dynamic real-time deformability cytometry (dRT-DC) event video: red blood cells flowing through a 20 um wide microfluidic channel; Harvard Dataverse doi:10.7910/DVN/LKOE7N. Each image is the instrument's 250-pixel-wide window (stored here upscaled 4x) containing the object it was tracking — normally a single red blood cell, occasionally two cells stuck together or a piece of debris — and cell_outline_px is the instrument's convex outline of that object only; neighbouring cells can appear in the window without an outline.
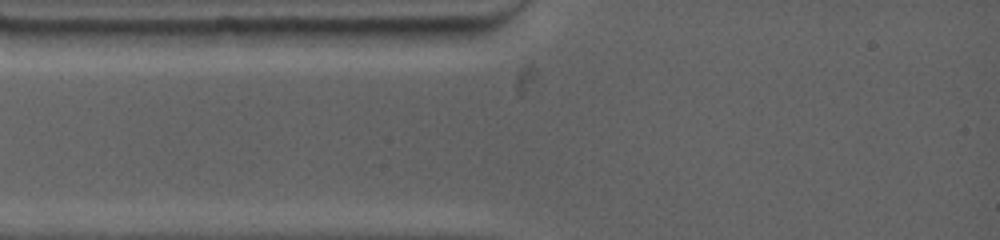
{"species": "common noctule bat (a hibernating species)", "species_latin": "Nyctalus noctula", "temperature_condition": "warm", "stored_images_in_passage": 4, "segment_of_instrument_passage": [1, 2], "camera_frame_rate_fps": 4500, "um_per_image_px": 0.085, "animal": {"sex": "female", "body_mass_g": 19.0, "forearm_length_mm": 53.3}, "frame": {"image": 1, "passage_image": 1, "time_ms": 0.0, "image_size_px": [1000, 240], "cell_outline_px": [[504, 20], [500, 24], [488, 32], [464, 44], [352, 44], [344, 32], [344, 28]], "centroid_in_image_um": [35.8, 2.83], "position_along_channel_um": 49.2, "area_um2": 19.71}}